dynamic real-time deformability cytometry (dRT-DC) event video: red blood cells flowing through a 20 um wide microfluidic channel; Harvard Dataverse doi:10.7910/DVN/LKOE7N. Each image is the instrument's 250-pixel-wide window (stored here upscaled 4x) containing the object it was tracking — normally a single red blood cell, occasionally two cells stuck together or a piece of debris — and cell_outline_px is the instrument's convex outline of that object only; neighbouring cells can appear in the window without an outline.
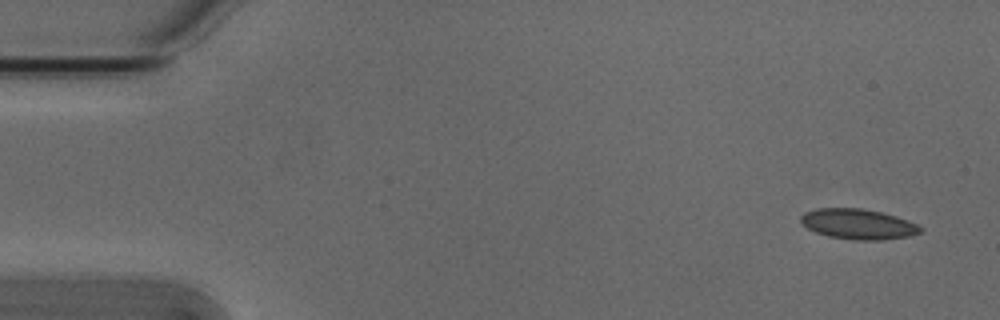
{"species": "Egyptian fruit bat (a non-hibernating species)", "species_latin": "Rousettus aegyptiacus", "temperature_condition": "cold", "stored_images_in_passage": 4, "camera_frame_rate_fps": 3000, "um_per_image_px": 0.085, "animal": {"sex": "male"}, "frame": {"image": 1, "passage_image": 1, "time_ms": 0.0, "image_size_px": [1000, 320], "cell_outline_px": [[924, 232], [912, 236], [884, 240], [852, 240], [828, 236], [816, 232], [808, 228], [800, 220], [800, 216], [804, 212], [816, 208], [864, 208], [896, 216], [908, 220], [924, 228]], "centroid_in_image_um": [72.99, 19.05], "position_along_channel_um": 12.0, "area_um2": 21.39}}